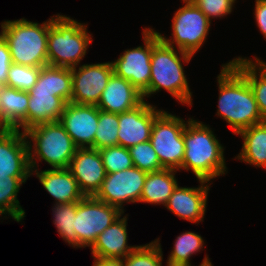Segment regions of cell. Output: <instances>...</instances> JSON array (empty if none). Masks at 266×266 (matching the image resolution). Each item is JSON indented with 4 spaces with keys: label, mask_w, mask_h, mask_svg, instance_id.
Wrapping results in <instances>:
<instances>
[{
    "label": "cell",
    "mask_w": 266,
    "mask_h": 266,
    "mask_svg": "<svg viewBox=\"0 0 266 266\" xmlns=\"http://www.w3.org/2000/svg\"><path fill=\"white\" fill-rule=\"evenodd\" d=\"M72 95L71 68L43 66L37 83L29 91L27 129L59 121Z\"/></svg>",
    "instance_id": "obj_4"
},
{
    "label": "cell",
    "mask_w": 266,
    "mask_h": 266,
    "mask_svg": "<svg viewBox=\"0 0 266 266\" xmlns=\"http://www.w3.org/2000/svg\"><path fill=\"white\" fill-rule=\"evenodd\" d=\"M242 147L234 160L266 170V120L241 130Z\"/></svg>",
    "instance_id": "obj_22"
},
{
    "label": "cell",
    "mask_w": 266,
    "mask_h": 266,
    "mask_svg": "<svg viewBox=\"0 0 266 266\" xmlns=\"http://www.w3.org/2000/svg\"><path fill=\"white\" fill-rule=\"evenodd\" d=\"M198 187H181L173 190L164 206L181 220L199 225L204 222L207 212L208 196L213 183L197 179Z\"/></svg>",
    "instance_id": "obj_15"
},
{
    "label": "cell",
    "mask_w": 266,
    "mask_h": 266,
    "mask_svg": "<svg viewBox=\"0 0 266 266\" xmlns=\"http://www.w3.org/2000/svg\"><path fill=\"white\" fill-rule=\"evenodd\" d=\"M106 173H115L134 167L128 148L111 146L99 150Z\"/></svg>",
    "instance_id": "obj_32"
},
{
    "label": "cell",
    "mask_w": 266,
    "mask_h": 266,
    "mask_svg": "<svg viewBox=\"0 0 266 266\" xmlns=\"http://www.w3.org/2000/svg\"><path fill=\"white\" fill-rule=\"evenodd\" d=\"M119 114L99 109V119L94 136V148L103 149L118 145Z\"/></svg>",
    "instance_id": "obj_30"
},
{
    "label": "cell",
    "mask_w": 266,
    "mask_h": 266,
    "mask_svg": "<svg viewBox=\"0 0 266 266\" xmlns=\"http://www.w3.org/2000/svg\"><path fill=\"white\" fill-rule=\"evenodd\" d=\"M178 172V170L163 168L147 173L139 203L164 207L179 184L176 178Z\"/></svg>",
    "instance_id": "obj_24"
},
{
    "label": "cell",
    "mask_w": 266,
    "mask_h": 266,
    "mask_svg": "<svg viewBox=\"0 0 266 266\" xmlns=\"http://www.w3.org/2000/svg\"><path fill=\"white\" fill-rule=\"evenodd\" d=\"M194 56L164 43L153 28V49L151 55V77L149 87L142 93L147 101L163 89L179 104L193 106V92L185 74L184 64Z\"/></svg>",
    "instance_id": "obj_2"
},
{
    "label": "cell",
    "mask_w": 266,
    "mask_h": 266,
    "mask_svg": "<svg viewBox=\"0 0 266 266\" xmlns=\"http://www.w3.org/2000/svg\"><path fill=\"white\" fill-rule=\"evenodd\" d=\"M84 196H95L106 177V170L98 149L78 148L68 168Z\"/></svg>",
    "instance_id": "obj_17"
},
{
    "label": "cell",
    "mask_w": 266,
    "mask_h": 266,
    "mask_svg": "<svg viewBox=\"0 0 266 266\" xmlns=\"http://www.w3.org/2000/svg\"><path fill=\"white\" fill-rule=\"evenodd\" d=\"M237 2V0H196L194 3L212 22L232 14Z\"/></svg>",
    "instance_id": "obj_34"
},
{
    "label": "cell",
    "mask_w": 266,
    "mask_h": 266,
    "mask_svg": "<svg viewBox=\"0 0 266 266\" xmlns=\"http://www.w3.org/2000/svg\"><path fill=\"white\" fill-rule=\"evenodd\" d=\"M122 214L115 206L99 201L94 196H85L79 201L75 215L77 249L91 248L98 235Z\"/></svg>",
    "instance_id": "obj_10"
},
{
    "label": "cell",
    "mask_w": 266,
    "mask_h": 266,
    "mask_svg": "<svg viewBox=\"0 0 266 266\" xmlns=\"http://www.w3.org/2000/svg\"><path fill=\"white\" fill-rule=\"evenodd\" d=\"M41 67L12 63L8 71L7 87L29 92L37 83Z\"/></svg>",
    "instance_id": "obj_31"
},
{
    "label": "cell",
    "mask_w": 266,
    "mask_h": 266,
    "mask_svg": "<svg viewBox=\"0 0 266 266\" xmlns=\"http://www.w3.org/2000/svg\"><path fill=\"white\" fill-rule=\"evenodd\" d=\"M222 63L216 77L218 89L215 115L225 121L232 134L265 121L246 77L230 62Z\"/></svg>",
    "instance_id": "obj_1"
},
{
    "label": "cell",
    "mask_w": 266,
    "mask_h": 266,
    "mask_svg": "<svg viewBox=\"0 0 266 266\" xmlns=\"http://www.w3.org/2000/svg\"><path fill=\"white\" fill-rule=\"evenodd\" d=\"M34 175L55 199L54 205L80 201L85 197L68 168L31 169V176Z\"/></svg>",
    "instance_id": "obj_19"
},
{
    "label": "cell",
    "mask_w": 266,
    "mask_h": 266,
    "mask_svg": "<svg viewBox=\"0 0 266 266\" xmlns=\"http://www.w3.org/2000/svg\"><path fill=\"white\" fill-rule=\"evenodd\" d=\"M28 103L29 92L0 86V109L12 129L27 130Z\"/></svg>",
    "instance_id": "obj_25"
},
{
    "label": "cell",
    "mask_w": 266,
    "mask_h": 266,
    "mask_svg": "<svg viewBox=\"0 0 266 266\" xmlns=\"http://www.w3.org/2000/svg\"><path fill=\"white\" fill-rule=\"evenodd\" d=\"M128 216L123 213L98 235L96 242L89 248L92 256L124 259L138 246L128 243Z\"/></svg>",
    "instance_id": "obj_20"
},
{
    "label": "cell",
    "mask_w": 266,
    "mask_h": 266,
    "mask_svg": "<svg viewBox=\"0 0 266 266\" xmlns=\"http://www.w3.org/2000/svg\"><path fill=\"white\" fill-rule=\"evenodd\" d=\"M79 201L64 203V204H53L52 217L53 224L61 238L70 247L77 249V236L75 234L74 223L75 215L77 211V205Z\"/></svg>",
    "instance_id": "obj_28"
},
{
    "label": "cell",
    "mask_w": 266,
    "mask_h": 266,
    "mask_svg": "<svg viewBox=\"0 0 266 266\" xmlns=\"http://www.w3.org/2000/svg\"><path fill=\"white\" fill-rule=\"evenodd\" d=\"M205 239L196 232H181L175 239L170 254L166 259V266H195L191 258L197 253L200 254L205 246Z\"/></svg>",
    "instance_id": "obj_27"
},
{
    "label": "cell",
    "mask_w": 266,
    "mask_h": 266,
    "mask_svg": "<svg viewBox=\"0 0 266 266\" xmlns=\"http://www.w3.org/2000/svg\"><path fill=\"white\" fill-rule=\"evenodd\" d=\"M93 257L92 266H124L123 259L119 258H105V257Z\"/></svg>",
    "instance_id": "obj_37"
},
{
    "label": "cell",
    "mask_w": 266,
    "mask_h": 266,
    "mask_svg": "<svg viewBox=\"0 0 266 266\" xmlns=\"http://www.w3.org/2000/svg\"><path fill=\"white\" fill-rule=\"evenodd\" d=\"M164 109L149 101H143L136 108L119 113L118 145L130 148L150 140L154 119Z\"/></svg>",
    "instance_id": "obj_14"
},
{
    "label": "cell",
    "mask_w": 266,
    "mask_h": 266,
    "mask_svg": "<svg viewBox=\"0 0 266 266\" xmlns=\"http://www.w3.org/2000/svg\"><path fill=\"white\" fill-rule=\"evenodd\" d=\"M144 101L142 93L128 80L113 73L102 92L97 107L111 113H123L136 108Z\"/></svg>",
    "instance_id": "obj_21"
},
{
    "label": "cell",
    "mask_w": 266,
    "mask_h": 266,
    "mask_svg": "<svg viewBox=\"0 0 266 266\" xmlns=\"http://www.w3.org/2000/svg\"><path fill=\"white\" fill-rule=\"evenodd\" d=\"M11 130H12V128L5 121V119L2 115L1 109H0V135L8 133Z\"/></svg>",
    "instance_id": "obj_38"
},
{
    "label": "cell",
    "mask_w": 266,
    "mask_h": 266,
    "mask_svg": "<svg viewBox=\"0 0 266 266\" xmlns=\"http://www.w3.org/2000/svg\"><path fill=\"white\" fill-rule=\"evenodd\" d=\"M191 118L184 120L165 109L154 119L150 142L164 168L179 170L182 167L185 152L183 133Z\"/></svg>",
    "instance_id": "obj_9"
},
{
    "label": "cell",
    "mask_w": 266,
    "mask_h": 266,
    "mask_svg": "<svg viewBox=\"0 0 266 266\" xmlns=\"http://www.w3.org/2000/svg\"><path fill=\"white\" fill-rule=\"evenodd\" d=\"M147 172L131 167L115 173H107L100 190L94 196L97 200L115 206L125 213V204L140 202Z\"/></svg>",
    "instance_id": "obj_12"
},
{
    "label": "cell",
    "mask_w": 266,
    "mask_h": 266,
    "mask_svg": "<svg viewBox=\"0 0 266 266\" xmlns=\"http://www.w3.org/2000/svg\"><path fill=\"white\" fill-rule=\"evenodd\" d=\"M31 176L24 132L12 129L0 135V177Z\"/></svg>",
    "instance_id": "obj_18"
},
{
    "label": "cell",
    "mask_w": 266,
    "mask_h": 266,
    "mask_svg": "<svg viewBox=\"0 0 266 266\" xmlns=\"http://www.w3.org/2000/svg\"><path fill=\"white\" fill-rule=\"evenodd\" d=\"M209 124L195 119L186 123L183 133L184 158L178 171H191L197 179L213 183L228 173L224 144Z\"/></svg>",
    "instance_id": "obj_3"
},
{
    "label": "cell",
    "mask_w": 266,
    "mask_h": 266,
    "mask_svg": "<svg viewBox=\"0 0 266 266\" xmlns=\"http://www.w3.org/2000/svg\"><path fill=\"white\" fill-rule=\"evenodd\" d=\"M198 266H214L208 254H205L203 261Z\"/></svg>",
    "instance_id": "obj_39"
},
{
    "label": "cell",
    "mask_w": 266,
    "mask_h": 266,
    "mask_svg": "<svg viewBox=\"0 0 266 266\" xmlns=\"http://www.w3.org/2000/svg\"><path fill=\"white\" fill-rule=\"evenodd\" d=\"M24 134L28 143L30 169L44 161L53 168H69L78 147L59 121L35 125Z\"/></svg>",
    "instance_id": "obj_7"
},
{
    "label": "cell",
    "mask_w": 266,
    "mask_h": 266,
    "mask_svg": "<svg viewBox=\"0 0 266 266\" xmlns=\"http://www.w3.org/2000/svg\"><path fill=\"white\" fill-rule=\"evenodd\" d=\"M113 73L111 61L85 63L71 68L72 95L70 102L79 105L97 106Z\"/></svg>",
    "instance_id": "obj_13"
},
{
    "label": "cell",
    "mask_w": 266,
    "mask_h": 266,
    "mask_svg": "<svg viewBox=\"0 0 266 266\" xmlns=\"http://www.w3.org/2000/svg\"><path fill=\"white\" fill-rule=\"evenodd\" d=\"M254 2L253 17L255 18V25L266 39V0H255Z\"/></svg>",
    "instance_id": "obj_36"
},
{
    "label": "cell",
    "mask_w": 266,
    "mask_h": 266,
    "mask_svg": "<svg viewBox=\"0 0 266 266\" xmlns=\"http://www.w3.org/2000/svg\"><path fill=\"white\" fill-rule=\"evenodd\" d=\"M87 24L61 13L51 16L47 40L49 66L74 68L81 65L93 42Z\"/></svg>",
    "instance_id": "obj_5"
},
{
    "label": "cell",
    "mask_w": 266,
    "mask_h": 266,
    "mask_svg": "<svg viewBox=\"0 0 266 266\" xmlns=\"http://www.w3.org/2000/svg\"><path fill=\"white\" fill-rule=\"evenodd\" d=\"M134 167L147 173L158 171L164 167L160 164L157 153L149 141L139 143L129 148Z\"/></svg>",
    "instance_id": "obj_33"
},
{
    "label": "cell",
    "mask_w": 266,
    "mask_h": 266,
    "mask_svg": "<svg viewBox=\"0 0 266 266\" xmlns=\"http://www.w3.org/2000/svg\"><path fill=\"white\" fill-rule=\"evenodd\" d=\"M143 44L125 49L113 64L114 73L128 80L137 90L143 93L151 77V55L153 49V28L143 27Z\"/></svg>",
    "instance_id": "obj_11"
},
{
    "label": "cell",
    "mask_w": 266,
    "mask_h": 266,
    "mask_svg": "<svg viewBox=\"0 0 266 266\" xmlns=\"http://www.w3.org/2000/svg\"><path fill=\"white\" fill-rule=\"evenodd\" d=\"M230 62L246 77L259 112L266 120V61L254 55V58L235 56Z\"/></svg>",
    "instance_id": "obj_23"
},
{
    "label": "cell",
    "mask_w": 266,
    "mask_h": 266,
    "mask_svg": "<svg viewBox=\"0 0 266 266\" xmlns=\"http://www.w3.org/2000/svg\"><path fill=\"white\" fill-rule=\"evenodd\" d=\"M183 1V3H194L196 0H180Z\"/></svg>",
    "instance_id": "obj_40"
},
{
    "label": "cell",
    "mask_w": 266,
    "mask_h": 266,
    "mask_svg": "<svg viewBox=\"0 0 266 266\" xmlns=\"http://www.w3.org/2000/svg\"><path fill=\"white\" fill-rule=\"evenodd\" d=\"M99 119L96 105L67 103L59 122L78 148H94V136Z\"/></svg>",
    "instance_id": "obj_16"
},
{
    "label": "cell",
    "mask_w": 266,
    "mask_h": 266,
    "mask_svg": "<svg viewBox=\"0 0 266 266\" xmlns=\"http://www.w3.org/2000/svg\"><path fill=\"white\" fill-rule=\"evenodd\" d=\"M51 17L42 23L26 18L0 23L2 36L9 46L12 63L33 67L48 65L47 40Z\"/></svg>",
    "instance_id": "obj_6"
},
{
    "label": "cell",
    "mask_w": 266,
    "mask_h": 266,
    "mask_svg": "<svg viewBox=\"0 0 266 266\" xmlns=\"http://www.w3.org/2000/svg\"><path fill=\"white\" fill-rule=\"evenodd\" d=\"M31 176H7L0 177V216L5 219H12L17 223L23 222L26 211L20 205L18 193L23 184ZM0 218V221L1 219ZM5 218V219H4Z\"/></svg>",
    "instance_id": "obj_26"
},
{
    "label": "cell",
    "mask_w": 266,
    "mask_h": 266,
    "mask_svg": "<svg viewBox=\"0 0 266 266\" xmlns=\"http://www.w3.org/2000/svg\"><path fill=\"white\" fill-rule=\"evenodd\" d=\"M12 64V58L8 43L3 38H0V86H6L8 71Z\"/></svg>",
    "instance_id": "obj_35"
},
{
    "label": "cell",
    "mask_w": 266,
    "mask_h": 266,
    "mask_svg": "<svg viewBox=\"0 0 266 266\" xmlns=\"http://www.w3.org/2000/svg\"><path fill=\"white\" fill-rule=\"evenodd\" d=\"M171 22L169 38L156 30L160 39L169 46L195 56L207 42L212 22L195 3H183L174 12Z\"/></svg>",
    "instance_id": "obj_8"
},
{
    "label": "cell",
    "mask_w": 266,
    "mask_h": 266,
    "mask_svg": "<svg viewBox=\"0 0 266 266\" xmlns=\"http://www.w3.org/2000/svg\"><path fill=\"white\" fill-rule=\"evenodd\" d=\"M160 237L138 245L124 259V266H163V251Z\"/></svg>",
    "instance_id": "obj_29"
}]
</instances>
